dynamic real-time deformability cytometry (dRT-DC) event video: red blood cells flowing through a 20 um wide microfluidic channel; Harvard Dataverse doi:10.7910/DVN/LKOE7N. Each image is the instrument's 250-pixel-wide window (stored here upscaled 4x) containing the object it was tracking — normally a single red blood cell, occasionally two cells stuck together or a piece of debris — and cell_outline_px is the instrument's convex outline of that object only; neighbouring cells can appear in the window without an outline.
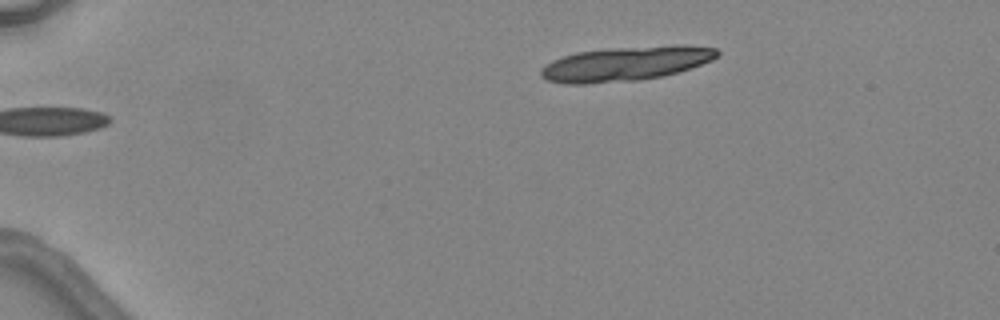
{"species": "common noctule bat (a hibernating species)", "species_latin": "Nyctalus noctula", "temperature_condition": "warm", "stored_images_in_passage": 3, "camera_frame_rate_fps": 3000, "um_per_image_px": 0.085, "animal": {"sex": "female", "body_mass_g": 24.6, "forearm_length_mm": 56.2}, "frame": {"image": 1, "passage_image": 3, "time_ms": 2.667, "image_size_px": [1000, 320], "cell_outline_px": [[720, 56], [712, 60], [664, 76], [636, 80], [584, 84], [564, 84], [548, 80], [540, 76], [540, 68], [552, 60], [576, 52], [612, 48], [676, 44], [684, 44], [716, 48], [720, 52]], "centroid_in_image_um": [53.19, 5.4], "position_along_channel_um": 31.8, "area_um2": 35.49}}